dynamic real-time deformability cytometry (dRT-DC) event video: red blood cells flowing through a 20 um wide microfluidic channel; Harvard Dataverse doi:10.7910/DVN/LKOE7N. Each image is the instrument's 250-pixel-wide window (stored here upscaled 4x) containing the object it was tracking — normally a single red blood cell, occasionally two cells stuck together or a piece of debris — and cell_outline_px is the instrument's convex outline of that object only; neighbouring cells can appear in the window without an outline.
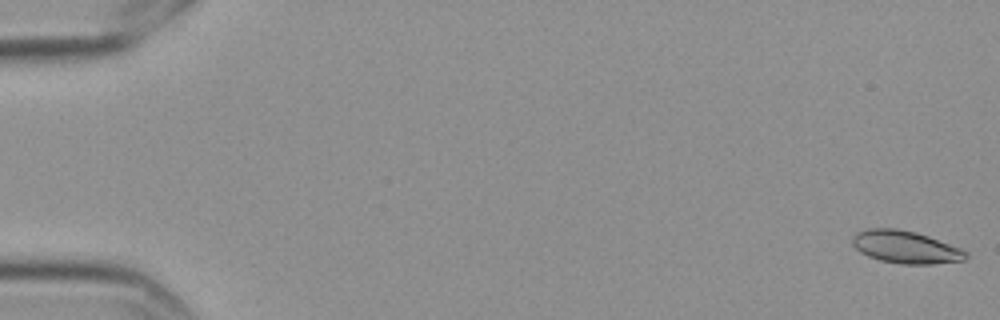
{"species": "Egyptian fruit bat (a non-hibernating species)", "species_latin": "Rousettus aegyptiacus", "temperature_condition": "cold", "stored_images_in_passage": 4, "camera_frame_rate_fps": 3000, "um_per_image_px": 0.085, "frame": {"image": 1, "passage_image": 1, "time_ms": 0.0, "image_size_px": [1000, 320], "cell_outline_px": [[968, 256], [964, 260], [932, 264], [900, 264], [880, 260], [868, 256], [860, 252], [852, 244], [852, 236], [856, 232], [868, 228], [896, 228], [916, 232], [928, 236], [960, 248], [968, 252]], "centroid_in_image_um": [76.95, 21.0], "position_along_channel_um": 8.0, "area_um2": 21.56}}